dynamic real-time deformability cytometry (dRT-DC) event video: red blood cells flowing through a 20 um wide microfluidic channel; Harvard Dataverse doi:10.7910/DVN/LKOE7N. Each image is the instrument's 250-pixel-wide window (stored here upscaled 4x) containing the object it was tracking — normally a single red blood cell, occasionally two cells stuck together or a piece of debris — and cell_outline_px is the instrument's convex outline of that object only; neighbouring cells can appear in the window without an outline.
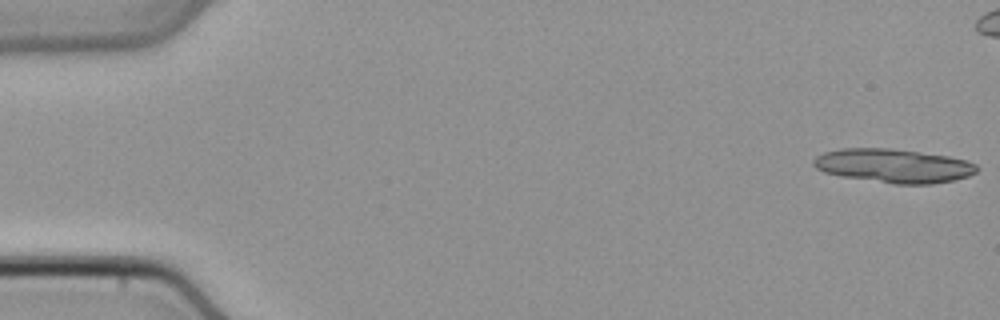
{"species": "common noctule bat (a hibernating species)", "species_latin": "Nyctalus noctula", "temperature_condition": "cold", "stored_images_in_passage": 13, "camera_frame_rate_fps": 3000, "um_per_image_px": 0.085, "animal": {"sex": "male", "body_mass_g": 21.5, "forearm_length_mm": 52.0}, "frame": {"image": 1, "passage_image": 1, "time_ms": 0.0, "image_size_px": [1000, 320], "cell_outline_px": [[980, 168], [976, 172], [968, 176], [952, 180], [932, 184], [896, 184], [840, 176], [824, 172], [816, 168], [812, 164], [812, 160], [816, 156], [824, 152], [840, 148], [888, 148], [920, 152], [948, 156], [964, 160], [976, 164]], "centroid_in_image_um": [75.93, 14.09], "position_along_channel_um": 9.1, "area_um2": 32.19}}